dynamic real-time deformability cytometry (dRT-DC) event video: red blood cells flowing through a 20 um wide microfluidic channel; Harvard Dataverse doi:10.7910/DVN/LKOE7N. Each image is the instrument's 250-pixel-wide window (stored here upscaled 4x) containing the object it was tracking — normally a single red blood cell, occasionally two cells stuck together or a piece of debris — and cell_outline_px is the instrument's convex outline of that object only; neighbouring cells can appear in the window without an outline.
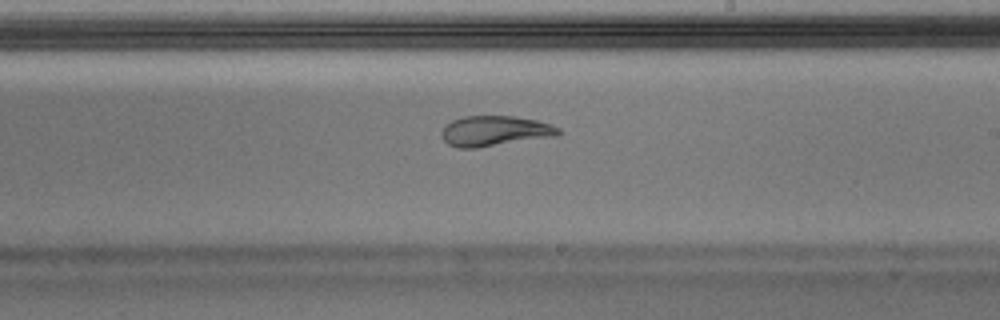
{"species": "Egyptian fruit bat (a non-hibernating species)", "species_latin": "Rousettus aegyptiacus", "temperature_condition": "warm", "stored_images_in_passage": 47, "camera_frame_rate_fps": 3000, "um_per_image_px": 0.085, "animal": {"sex": "male"}, "frame": {"image": 1, "passage_image": 27, "time_ms": 8.667, "image_size_px": [1000, 320], "cell_outline_px": [[564, 132], [560, 136], [476, 148], [456, 148], [448, 144], [440, 136], [440, 132], [452, 120], [464, 116], [512, 116], [536, 120], [560, 128]], "centroid_in_image_um": [42.09, 11.15], "position_along_channel_um": 246.9, "area_um2": 20.87}}
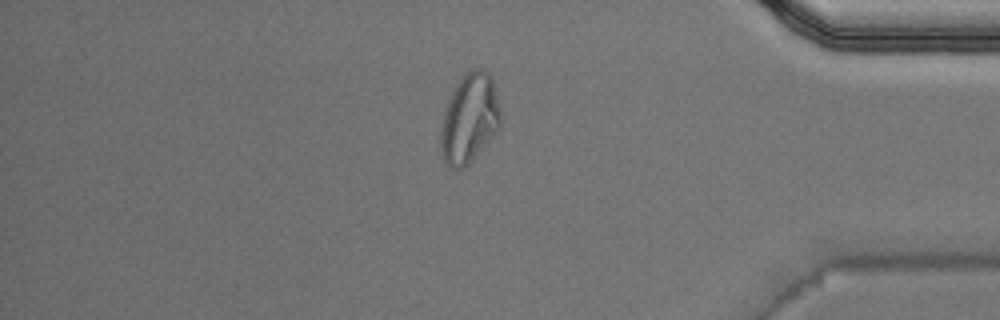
{"frame": {"image": 2, "passage_image": 40, "time_ms": 13.0, "image_size_px": [1000, 320], "cell_outline_px": [[500, 124], [496, 132], [468, 164], [456, 172], [444, 160], [440, 148], [440, 124], [448, 100], [456, 84], [472, 68], [484, 68], [492, 76], [500, 108]], "centroid_in_image_um": [39.89, 10.06], "position_along_channel_um": 395.3, "area_um2": 31.1}}
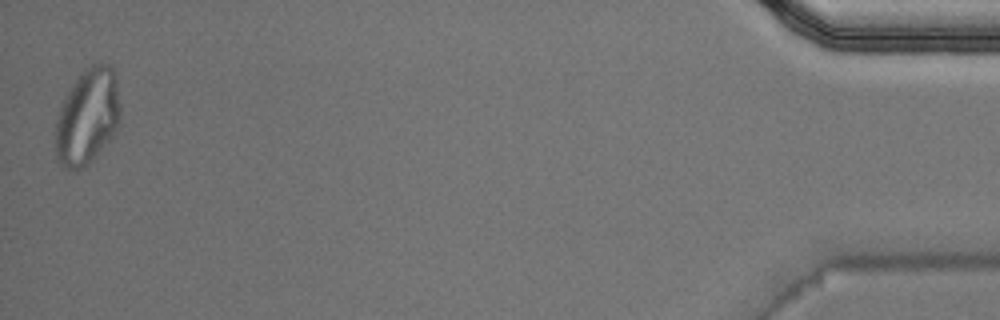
{"frame": {"image": 3, "passage_image": 47, "time_ms": 15.333, "image_size_px": [1000, 320], "cell_outline_px": [[120, 124], [116, 132], [76, 172], [64, 168], [56, 160], [56, 120], [60, 108], [68, 92], [80, 72], [84, 68], [100, 60], [108, 64], [112, 68], [116, 76], [120, 108]], "centroid_in_image_um": [7.44, 9.85], "position_along_channel_um": 427.8, "area_um2": 36.01}, "authors_computed_cell_mechanics": {"area_um2": 21.3282, "velocity_mm_per_s": 4.0572, "shape_relaxation_time_tau1_ms": null, "shape_relaxation_time_tau2_ms": 1.823, "deformation_change_tau1": null, "deformation_change_tau2": 0.0681}}